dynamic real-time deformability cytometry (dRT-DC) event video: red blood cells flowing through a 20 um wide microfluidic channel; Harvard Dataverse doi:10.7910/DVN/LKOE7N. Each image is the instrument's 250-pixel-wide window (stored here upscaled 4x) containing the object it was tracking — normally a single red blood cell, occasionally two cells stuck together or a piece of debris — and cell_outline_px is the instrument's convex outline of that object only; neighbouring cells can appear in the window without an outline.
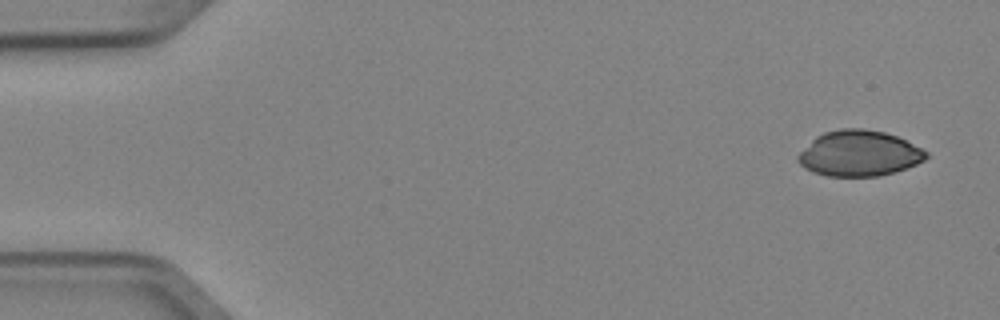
{"species": "Egyptian fruit bat (a non-hibernating species)", "species_latin": "Rousettus aegyptiacus", "temperature_condition": "cold", "stored_images_in_passage": 6, "camera_frame_rate_fps": 3000, "um_per_image_px": 0.085, "animal": {"sex": "female"}, "frame": {"image": 1, "passage_image": 1, "time_ms": 0.0, "image_size_px": [1000, 320], "cell_outline_px": [[928, 156], [924, 160], [916, 164], [880, 176], [828, 176], [812, 172], [804, 168], [796, 160], [796, 156], [816, 136], [824, 132], [840, 128], [864, 128], [884, 132], [896, 136], [928, 152]], "centroid_in_image_um": [72.98, 13.03], "position_along_channel_um": 12.0, "area_um2": 33.93}}
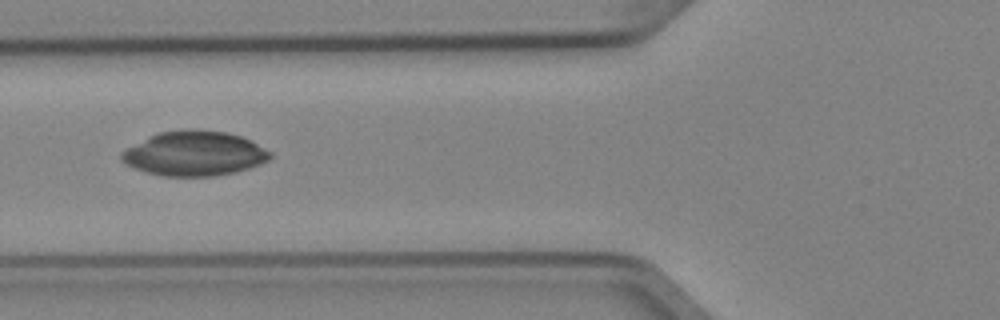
{"frame": {"image": 2, "passage_image": 5, "time_ms": 1.333, "image_size_px": [1000, 320], "cell_outline_px": [[272, 156], [268, 160], [260, 164], [236, 172], [212, 176], [164, 176], [148, 172], [124, 164], [120, 160], [120, 152], [160, 132], [224, 132], [240, 136], [252, 140], [272, 152]], "centroid_in_image_um": [16.56, 13.1], "position_along_channel_um": 109.2, "area_um2": 37.57}}
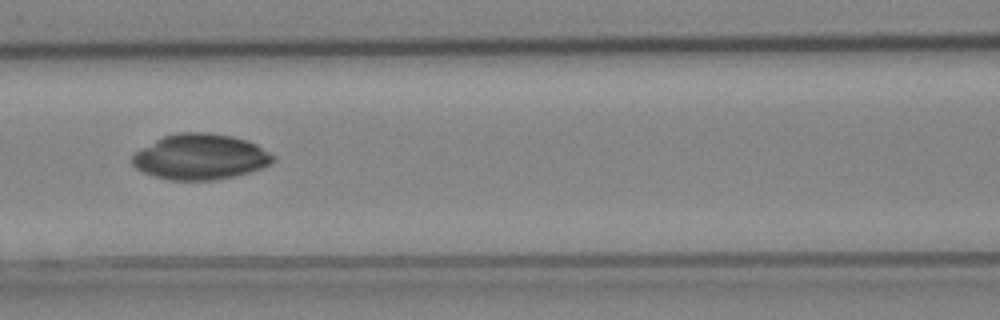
{"frame": {"image": 3, "passage_image": 6, "time_ms": 1.667, "image_size_px": [1000, 320], "cell_outline_px": [[276, 160], [272, 164], [236, 176], [212, 180], [172, 180], [156, 176], [144, 172], [136, 168], [132, 164], [132, 156], [136, 152], [156, 140], [164, 136], [176, 132], [208, 132], [232, 136], [248, 140], [256, 144], [276, 156]], "centroid_in_image_um": [17.07, 13.32], "position_along_channel_um": 149.5, "area_um2": 37.34}}